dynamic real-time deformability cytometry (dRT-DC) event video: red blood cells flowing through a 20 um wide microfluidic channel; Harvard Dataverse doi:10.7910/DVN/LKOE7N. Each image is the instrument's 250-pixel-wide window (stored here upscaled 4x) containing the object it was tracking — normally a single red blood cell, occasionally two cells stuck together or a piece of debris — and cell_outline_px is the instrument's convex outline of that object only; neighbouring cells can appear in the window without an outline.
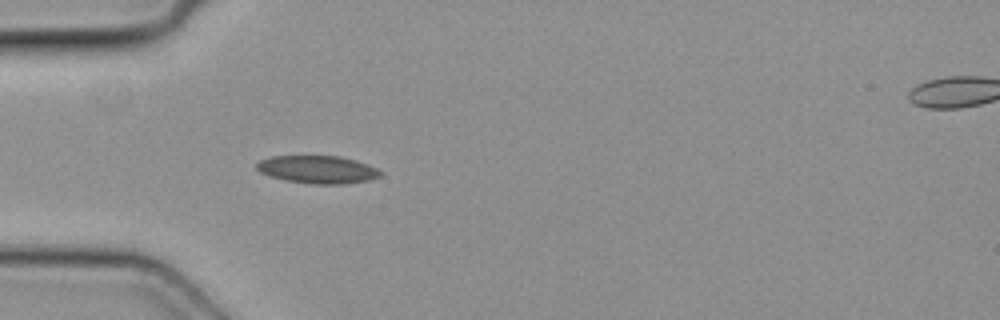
{"species": "common noctule bat (a hibernating species)", "species_latin": "Nyctalus noctula", "temperature_condition": "cold", "stored_images_in_passage": 4, "camera_frame_rate_fps": 3000, "um_per_image_px": 0.085, "animal": {"sex": "female", "body_mass_g": 19.3, "forearm_length_mm": 54.1}, "frame": {"image": 1, "passage_image": 3, "time_ms": 0.667, "image_size_px": [1000, 320], "cell_outline_px": [[384, 172], [380, 176], [368, 180], [344, 184], [312, 184], [284, 180], [268, 176], [260, 172], [256, 168], [256, 164], [260, 160], [272, 156], [340, 156], [356, 160], [376, 168]], "centroid_in_image_um": [26.98, 14.41], "position_along_channel_um": 58.0, "area_um2": 20.11}}